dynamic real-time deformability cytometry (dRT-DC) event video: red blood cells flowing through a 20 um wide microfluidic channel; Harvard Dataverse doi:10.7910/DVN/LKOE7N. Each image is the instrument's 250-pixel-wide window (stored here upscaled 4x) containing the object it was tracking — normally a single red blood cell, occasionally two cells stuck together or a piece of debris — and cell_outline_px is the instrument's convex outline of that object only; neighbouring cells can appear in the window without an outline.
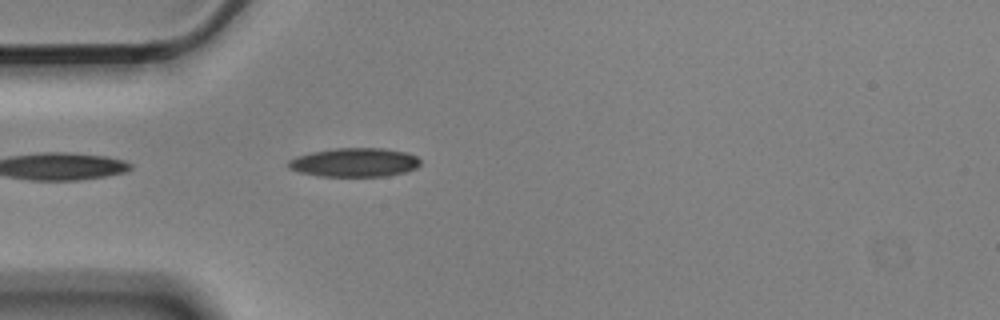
{"species": "Egyptian fruit bat (a non-hibernating species)", "species_latin": "Rousettus aegyptiacus", "temperature_condition": "cold", "stored_images_in_passage": 1, "camera_frame_rate_fps": 3000, "um_per_image_px": 0.085, "animal": {"sex": "male"}, "frame": {"image": 1, "passage_image": 1, "time_ms": 0.0, "image_size_px": [1000, 320], "cell_outline_px": [[420, 164], [416, 168], [404, 172], [388, 176], [320, 176], [300, 172], [288, 168], [288, 160], [296, 156], [312, 152], [332, 148], [384, 148], [408, 152], [416, 156], [420, 160]], "centroid_in_image_um": [30.14, 13.8], "position_along_channel_um": 54.9, "area_um2": 22.31}}